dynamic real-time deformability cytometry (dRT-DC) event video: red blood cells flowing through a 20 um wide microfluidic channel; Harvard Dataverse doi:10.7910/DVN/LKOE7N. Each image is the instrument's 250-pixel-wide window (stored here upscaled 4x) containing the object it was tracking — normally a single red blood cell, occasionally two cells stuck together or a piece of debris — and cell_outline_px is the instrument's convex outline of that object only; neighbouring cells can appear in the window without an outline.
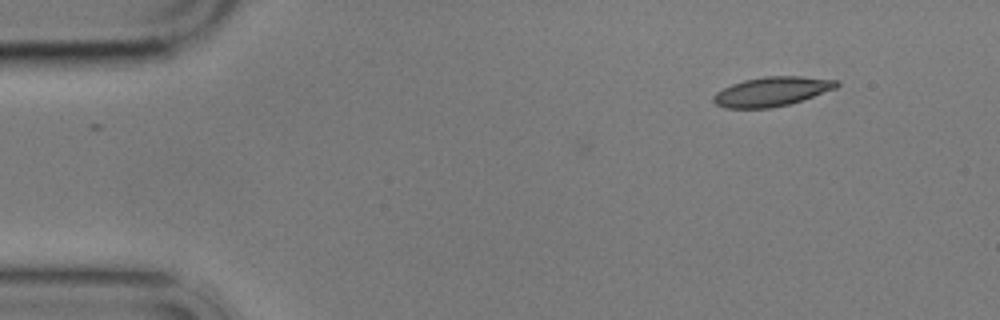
{"species": "common noctule bat (a hibernating species)", "species_latin": "Nyctalus noctula", "temperature_condition": "cold", "stored_images_in_passage": 3, "camera_frame_rate_fps": 3000, "um_per_image_px": 0.085, "animal": {"sex": "male", "body_mass_g": 17.9}, "frame": {"image": 1, "passage_image": 1, "time_ms": 0.0, "image_size_px": [1000, 320], "cell_outline_px": [[840, 84], [836, 88], [788, 104], [768, 108], [724, 108], [716, 104], [712, 100], [712, 96], [716, 92], [732, 84], [744, 80], [764, 76], [800, 76], [840, 80]], "centroid_in_image_um": [65.59, 7.77], "position_along_channel_um": 19.4, "area_um2": 20.92}}
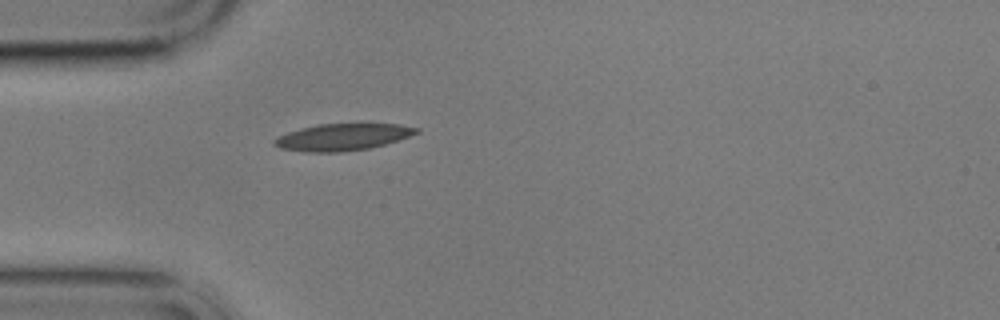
{"frame": {"image": 2, "passage_image": 3, "time_ms": 3.333, "image_size_px": [1000, 320], "cell_outline_px": [[420, 132], [384, 144], [368, 148], [340, 152], [304, 152], [280, 148], [272, 144], [272, 140], [288, 132], [300, 128], [320, 124], [400, 124], [420, 128]], "centroid_in_image_um": [29.09, 11.65], "position_along_channel_um": 55.9, "area_um2": 22.02}}